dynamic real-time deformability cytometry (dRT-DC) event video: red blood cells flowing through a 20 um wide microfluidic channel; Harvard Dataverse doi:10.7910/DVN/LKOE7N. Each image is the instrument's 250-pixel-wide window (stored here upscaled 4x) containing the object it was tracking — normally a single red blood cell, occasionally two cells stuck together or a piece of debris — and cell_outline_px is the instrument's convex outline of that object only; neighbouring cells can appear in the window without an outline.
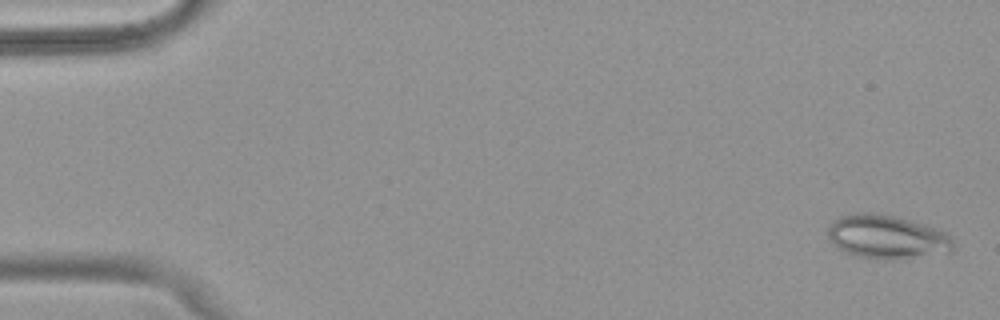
{"species": "common noctule bat (a hibernating species)", "species_latin": "Nyctalus noctula", "temperature_condition": "warm", "stored_images_in_passage": 52, "camera_frame_rate_fps": 3000, "um_per_image_px": 0.085, "animal": {"sex": "female", "body_mass_g": 18.4}, "frame": {"image": 1, "passage_image": 2, "time_ms": 0.333, "image_size_px": [1000, 320], "cell_outline_px": [[956, 244], [952, 252], [900, 260], [888, 260], [860, 256], [848, 252], [840, 248], [828, 240], [828, 228], [832, 220], [840, 216], [860, 212], [872, 212], [892, 216], [908, 220], [948, 232], [952, 236]], "centroid_in_image_um": [75.45, 20.15], "position_along_channel_um": 9.6, "area_um2": 32.19}}
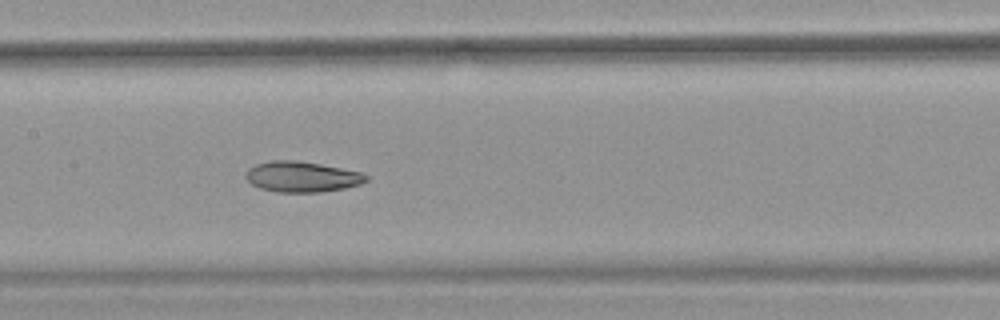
{"frame": {"image": 2, "passage_image": 26, "time_ms": 8.333, "image_size_px": [1000, 320], "cell_outline_px": [[368, 180], [360, 184], [344, 188], [320, 192], [276, 192], [260, 188], [252, 184], [244, 176], [248, 168], [256, 164], [272, 160], [296, 160], [320, 164], [360, 172], [368, 176]], "centroid_in_image_um": [25.63, 15.02], "position_along_channel_um": 181.8, "area_um2": 21.39}}
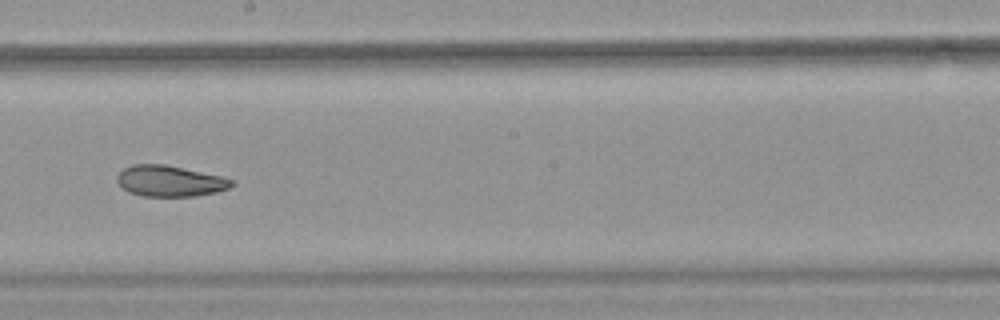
{"frame": {"image": 3, "passage_image": 30, "time_ms": 9.667, "image_size_px": [1000, 320], "cell_outline_px": [[236, 184], [228, 188], [216, 192], [196, 196], [144, 196], [128, 192], [116, 180], [116, 176], [124, 168], [132, 164], [164, 164], [224, 176], [236, 180]], "centroid_in_image_um": [14.49, 15.38], "position_along_channel_um": 233.7, "area_um2": 20.87}, "authors_computed_cell_mechanics": {"area_um2": 24.4205, "velocity_mm_per_s": 3.9305, "shape_relaxation_time_tau1_ms": null, "shape_relaxation_time_tau2_ms": 5.4833, "deformation_change_tau1": null, "deformation_change_tau2": 0.1145}}